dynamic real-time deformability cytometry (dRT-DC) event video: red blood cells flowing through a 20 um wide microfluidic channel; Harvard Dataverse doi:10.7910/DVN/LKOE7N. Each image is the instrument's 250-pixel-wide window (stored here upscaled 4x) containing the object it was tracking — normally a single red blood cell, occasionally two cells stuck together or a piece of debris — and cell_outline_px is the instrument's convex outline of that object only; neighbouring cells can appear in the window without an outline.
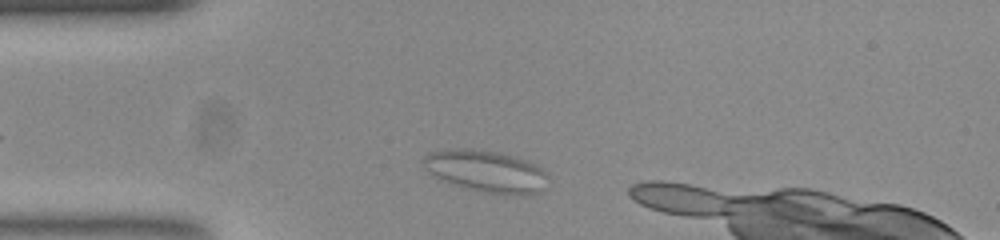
{"species": "common noctule bat (a hibernating species)", "species_latin": "Nyctalus noctula", "temperature_condition": "room temperature", "stored_images_in_passage": 11, "camera_frame_rate_fps": 3000, "um_per_image_px": 0.085, "animal": {"sex": "female", "body_mass_g": 23.0, "forearm_length_mm": 53.4}, "frame": {"image": 1, "passage_image": 5, "time_ms": 1.333, "image_size_px": [1000, 240], "cell_outline_px": [[548, 176], [536, 192], [528, 196], [520, 196], [484, 192], [464, 188], [452, 184], [428, 172], [424, 168], [420, 160], [424, 156], [432, 152], [456, 148], [468, 148], [496, 152], [512, 156], [532, 164], [540, 168]], "centroid_in_image_um": [41.23, 14.56], "position_along_channel_um": 43.8, "area_um2": 29.94}}
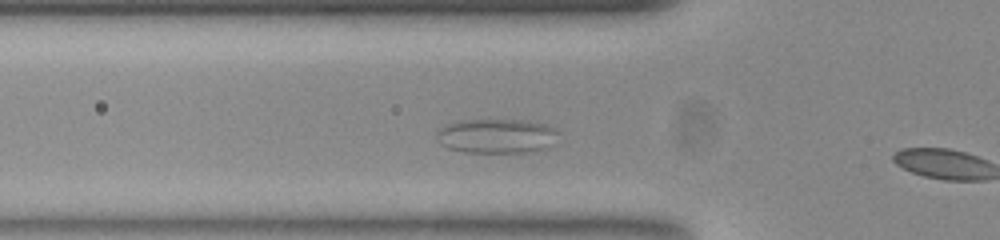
{"frame": {"image": 2, "passage_image": 10, "time_ms": 3.0, "image_size_px": [1000, 240], "cell_outline_px": [[560, 132], [540, 148], [524, 152], [464, 152], [448, 148], [440, 144], [436, 136], [436, 132], [440, 128], [448, 124], [464, 120], [528, 120], [544, 124]], "centroid_in_image_um": [42.09, 11.54], "position_along_channel_um": 83.7, "area_um2": 23.76}}